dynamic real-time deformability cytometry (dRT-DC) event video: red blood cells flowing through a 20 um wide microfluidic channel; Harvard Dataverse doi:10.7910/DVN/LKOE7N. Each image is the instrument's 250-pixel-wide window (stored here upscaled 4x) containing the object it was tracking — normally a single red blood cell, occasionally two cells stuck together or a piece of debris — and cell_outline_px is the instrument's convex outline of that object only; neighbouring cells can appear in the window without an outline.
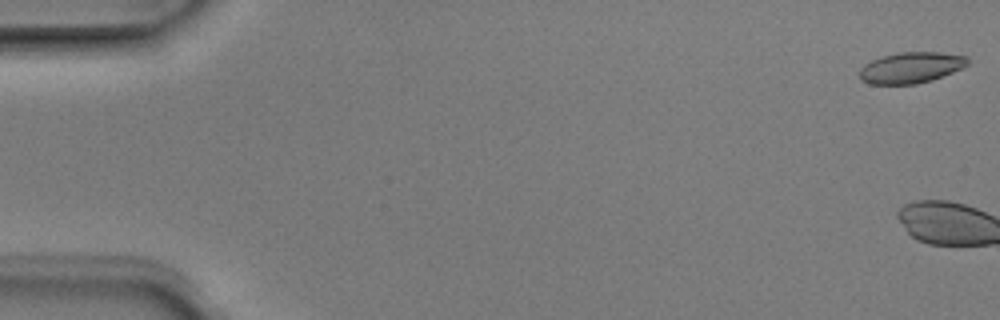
{"species": "Egyptian fruit bat (a non-hibernating species)", "species_latin": "Rousettus aegyptiacus", "temperature_condition": "room temperature", "stored_images_in_passage": 7, "camera_frame_rate_fps": 3000, "um_per_image_px": 0.085, "animal": {"sex": "male"}, "frame": {"image": 1, "passage_image": 1, "time_ms": 0.0, "image_size_px": [1000, 320], "cell_outline_px": [[968, 64], [964, 68], [932, 80], [916, 84], [868, 84], [860, 80], [860, 68], [864, 64], [880, 56], [900, 52], [940, 52], [968, 56]], "centroid_in_image_um": [77.44, 5.74], "position_along_channel_um": 7.6, "area_um2": 19.77}}
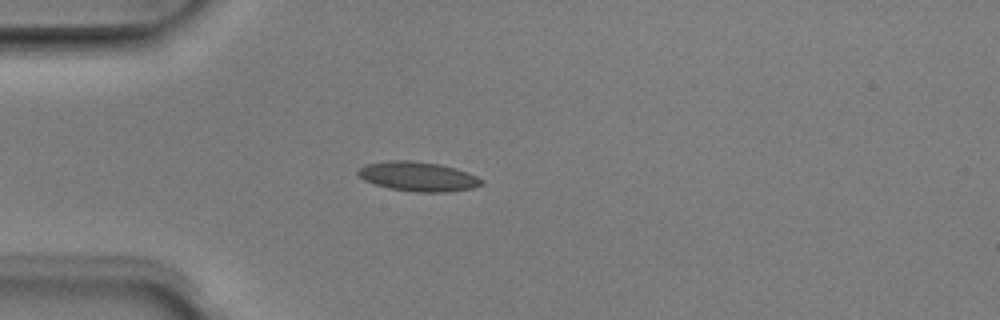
{"frame": {"image": 2, "passage_image": 6, "time_ms": 1.667, "image_size_px": [1000, 320], "cell_outline_px": [[484, 184], [472, 188], [448, 192], [416, 192], [388, 188], [364, 180], [356, 172], [360, 168], [368, 164], [388, 160], [408, 160], [440, 164], [468, 172], [484, 180]], "centroid_in_image_um": [35.56, 15.0], "position_along_channel_um": 49.4, "area_um2": 21.15}}